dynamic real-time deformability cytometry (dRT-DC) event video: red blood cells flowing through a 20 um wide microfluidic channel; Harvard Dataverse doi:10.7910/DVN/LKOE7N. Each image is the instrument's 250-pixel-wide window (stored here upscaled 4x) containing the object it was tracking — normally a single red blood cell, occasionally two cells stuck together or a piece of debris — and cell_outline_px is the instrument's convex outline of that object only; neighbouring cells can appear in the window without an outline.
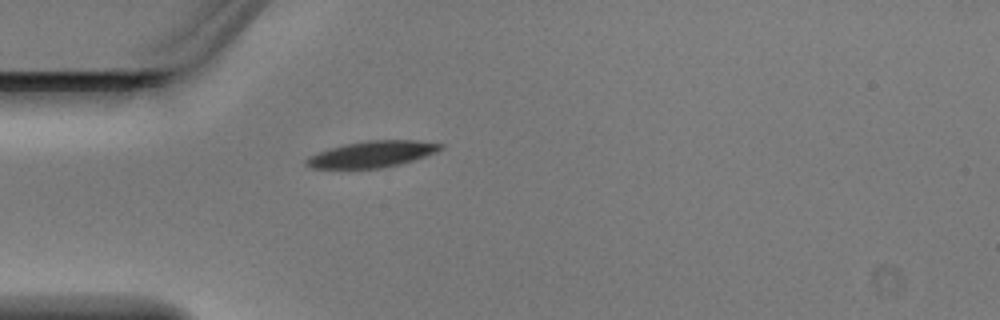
{"species": "Egyptian fruit bat (a non-hibernating species)", "species_latin": "Rousettus aegyptiacus", "temperature_condition": "warm", "stored_images_in_passage": 1, "camera_frame_rate_fps": 3000, "um_per_image_px": 0.085, "animal": {"sex": "male"}, "frame": {"image": 1, "passage_image": 1, "time_ms": 0.0, "image_size_px": [1000, 320], "cell_outline_px": [[444, 148], [436, 152], [400, 164], [380, 168], [312, 168], [304, 164], [304, 160], [308, 156], [344, 144], [368, 140], [416, 140], [444, 144]], "centroid_in_image_um": [31.63, 13.1], "position_along_channel_um": 53.4, "area_um2": 20.4}}